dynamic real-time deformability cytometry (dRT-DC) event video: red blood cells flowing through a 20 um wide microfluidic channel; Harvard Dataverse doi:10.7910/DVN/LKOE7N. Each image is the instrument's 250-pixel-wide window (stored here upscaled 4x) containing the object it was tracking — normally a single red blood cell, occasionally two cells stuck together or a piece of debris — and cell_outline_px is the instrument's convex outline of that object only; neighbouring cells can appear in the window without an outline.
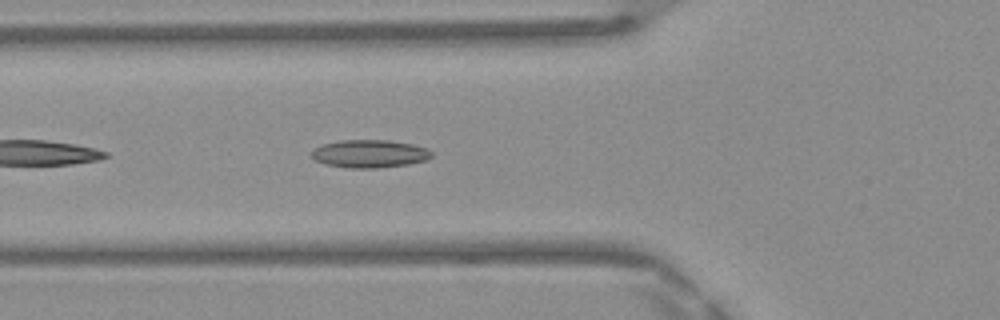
{"species": "Egyptian fruit bat (a non-hibernating species)", "species_latin": "Rousettus aegyptiacus", "temperature_condition": "warm", "stored_images_in_passage": 21, "camera_frame_rate_fps": 3000, "um_per_image_px": 0.085, "frame": {"image": 1, "passage_image": 4, "time_ms": 1.0, "image_size_px": [1000, 320], "cell_outline_px": [[432, 156], [428, 160], [408, 164], [376, 168], [348, 168], [324, 164], [316, 160], [312, 156], [312, 148], [324, 144], [340, 140], [388, 140], [412, 144], [428, 148], [432, 152]], "centroid_in_image_um": [31.43, 13.07], "position_along_channel_um": 94.4, "area_um2": 19.59}}
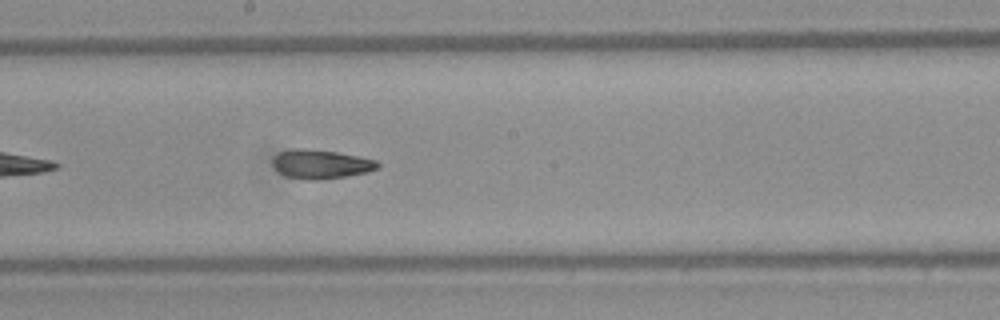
{"frame": {"image": 2, "passage_image": 13, "time_ms": 4.0, "image_size_px": [1000, 320], "cell_outline_px": [[380, 168], [368, 172], [348, 176], [320, 180], [308, 180], [284, 176], [272, 164], [272, 160], [280, 152], [296, 148], [304, 148], [336, 152], [360, 156], [376, 160], [380, 164]], "centroid_in_image_um": [27.32, 13.96], "position_along_channel_um": 220.9, "area_um2": 17.86}}
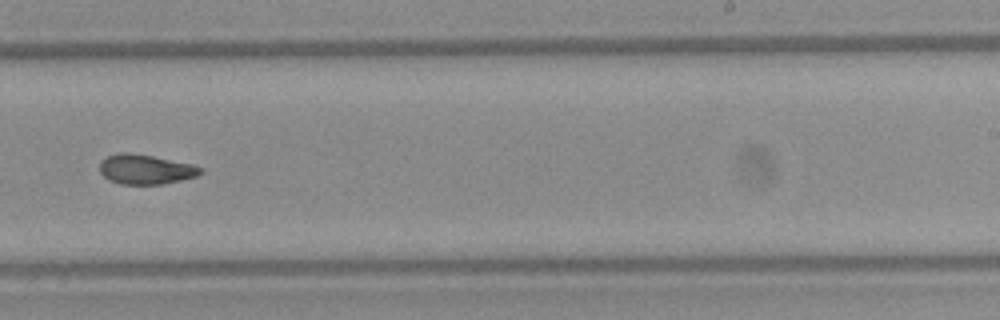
{"frame": {"image": 3, "passage_image": 17, "time_ms": 5.333, "image_size_px": [1000, 320], "cell_outline_px": [[204, 172], [196, 176], [180, 180], [160, 184], [120, 184], [108, 180], [100, 172], [100, 160], [108, 156], [120, 152], [128, 152], [152, 156], [192, 164], [200, 168]], "centroid_in_image_um": [12.33, 14.39], "position_along_channel_um": 276.7, "area_um2": 17.34}}